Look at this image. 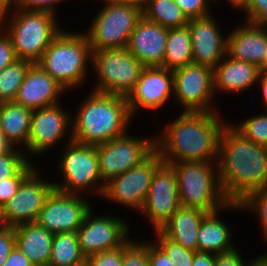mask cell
Wrapping results in <instances>:
<instances>
[{"mask_svg":"<svg viewBox=\"0 0 267 266\" xmlns=\"http://www.w3.org/2000/svg\"><path fill=\"white\" fill-rule=\"evenodd\" d=\"M222 112H180L155 134V150L164 163L217 162ZM225 118V119H224Z\"/></svg>","mask_w":267,"mask_h":266,"instance_id":"1","label":"cell"},{"mask_svg":"<svg viewBox=\"0 0 267 266\" xmlns=\"http://www.w3.org/2000/svg\"><path fill=\"white\" fill-rule=\"evenodd\" d=\"M217 167L225 198L241 203L267 186V147L246 139L228 121L219 138Z\"/></svg>","mask_w":267,"mask_h":266,"instance_id":"2","label":"cell"},{"mask_svg":"<svg viewBox=\"0 0 267 266\" xmlns=\"http://www.w3.org/2000/svg\"><path fill=\"white\" fill-rule=\"evenodd\" d=\"M80 102L71 114L72 141L96 146L130 131L134 119L126 97L90 90Z\"/></svg>","mask_w":267,"mask_h":266,"instance_id":"3","label":"cell"},{"mask_svg":"<svg viewBox=\"0 0 267 266\" xmlns=\"http://www.w3.org/2000/svg\"><path fill=\"white\" fill-rule=\"evenodd\" d=\"M62 31L53 39L37 64L67 92L83 89L91 64L89 39L83 31ZM88 70V71H87Z\"/></svg>","mask_w":267,"mask_h":266,"instance_id":"4","label":"cell"},{"mask_svg":"<svg viewBox=\"0 0 267 266\" xmlns=\"http://www.w3.org/2000/svg\"><path fill=\"white\" fill-rule=\"evenodd\" d=\"M58 19L49 12L9 6L2 9L1 28L10 37L17 59L37 63L63 29Z\"/></svg>","mask_w":267,"mask_h":266,"instance_id":"5","label":"cell"},{"mask_svg":"<svg viewBox=\"0 0 267 266\" xmlns=\"http://www.w3.org/2000/svg\"><path fill=\"white\" fill-rule=\"evenodd\" d=\"M168 164L176 172L181 206L214 213L230 203L221 189L217 162L190 161Z\"/></svg>","mask_w":267,"mask_h":266,"instance_id":"6","label":"cell"},{"mask_svg":"<svg viewBox=\"0 0 267 266\" xmlns=\"http://www.w3.org/2000/svg\"><path fill=\"white\" fill-rule=\"evenodd\" d=\"M61 149L56 169L61 178L54 180L55 189L67 193L99 196L102 195L104 183L98 166L96 146L71 141ZM94 193V194H93Z\"/></svg>","mask_w":267,"mask_h":266,"instance_id":"7","label":"cell"},{"mask_svg":"<svg viewBox=\"0 0 267 266\" xmlns=\"http://www.w3.org/2000/svg\"><path fill=\"white\" fill-rule=\"evenodd\" d=\"M92 90L127 97L145 67L126 48L91 50ZM97 80V81H96Z\"/></svg>","mask_w":267,"mask_h":266,"instance_id":"8","label":"cell"},{"mask_svg":"<svg viewBox=\"0 0 267 266\" xmlns=\"http://www.w3.org/2000/svg\"><path fill=\"white\" fill-rule=\"evenodd\" d=\"M100 1L104 6L93 17L89 29L84 30L91 50L126 48L132 31L143 17V11L112 0Z\"/></svg>","mask_w":267,"mask_h":266,"instance_id":"9","label":"cell"},{"mask_svg":"<svg viewBox=\"0 0 267 266\" xmlns=\"http://www.w3.org/2000/svg\"><path fill=\"white\" fill-rule=\"evenodd\" d=\"M172 73L173 101L181 112H222L216 103L213 68L191 63Z\"/></svg>","mask_w":267,"mask_h":266,"instance_id":"10","label":"cell"},{"mask_svg":"<svg viewBox=\"0 0 267 266\" xmlns=\"http://www.w3.org/2000/svg\"><path fill=\"white\" fill-rule=\"evenodd\" d=\"M39 166L22 181L17 192L0 209V225L15 227L36 222L46 200L55 190L52 179L41 175L43 172Z\"/></svg>","mask_w":267,"mask_h":266,"instance_id":"11","label":"cell"},{"mask_svg":"<svg viewBox=\"0 0 267 266\" xmlns=\"http://www.w3.org/2000/svg\"><path fill=\"white\" fill-rule=\"evenodd\" d=\"M62 105L58 103L33 110L28 143L24 149L30 161L31 157L34 159V155L36 158L38 155H46L48 150L51 151V148L61 142L65 145L72 141L73 112L64 109Z\"/></svg>","mask_w":267,"mask_h":266,"instance_id":"12","label":"cell"},{"mask_svg":"<svg viewBox=\"0 0 267 266\" xmlns=\"http://www.w3.org/2000/svg\"><path fill=\"white\" fill-rule=\"evenodd\" d=\"M162 163L159 153L154 150L140 164L104 183L101 197L139 213L145 203L152 177Z\"/></svg>","mask_w":267,"mask_h":266,"instance_id":"13","label":"cell"},{"mask_svg":"<svg viewBox=\"0 0 267 266\" xmlns=\"http://www.w3.org/2000/svg\"><path fill=\"white\" fill-rule=\"evenodd\" d=\"M99 173L103 183L125 173L145 160L155 150V135L132 136L126 133L96 145Z\"/></svg>","mask_w":267,"mask_h":266,"instance_id":"14","label":"cell"},{"mask_svg":"<svg viewBox=\"0 0 267 266\" xmlns=\"http://www.w3.org/2000/svg\"><path fill=\"white\" fill-rule=\"evenodd\" d=\"M93 211L91 208L77 230L80 249L86 259L99 252L116 249L130 238L131 226L126 218L112 214L98 215Z\"/></svg>","mask_w":267,"mask_h":266,"instance_id":"15","label":"cell"},{"mask_svg":"<svg viewBox=\"0 0 267 266\" xmlns=\"http://www.w3.org/2000/svg\"><path fill=\"white\" fill-rule=\"evenodd\" d=\"M180 207L176 172L163 162L152 177L140 216L148 220L153 231L161 230Z\"/></svg>","mask_w":267,"mask_h":266,"instance_id":"16","label":"cell"},{"mask_svg":"<svg viewBox=\"0 0 267 266\" xmlns=\"http://www.w3.org/2000/svg\"><path fill=\"white\" fill-rule=\"evenodd\" d=\"M92 207L89 198L83 195L55 189L46 200L36 223L53 234L77 232Z\"/></svg>","mask_w":267,"mask_h":266,"instance_id":"17","label":"cell"},{"mask_svg":"<svg viewBox=\"0 0 267 266\" xmlns=\"http://www.w3.org/2000/svg\"><path fill=\"white\" fill-rule=\"evenodd\" d=\"M173 73L161 66L144 67L133 90L126 97L131 117L143 110L154 112L173 100Z\"/></svg>","mask_w":267,"mask_h":266,"instance_id":"18","label":"cell"},{"mask_svg":"<svg viewBox=\"0 0 267 266\" xmlns=\"http://www.w3.org/2000/svg\"><path fill=\"white\" fill-rule=\"evenodd\" d=\"M212 14L189 19L193 63L215 68L226 56L227 36Z\"/></svg>","mask_w":267,"mask_h":266,"instance_id":"19","label":"cell"},{"mask_svg":"<svg viewBox=\"0 0 267 266\" xmlns=\"http://www.w3.org/2000/svg\"><path fill=\"white\" fill-rule=\"evenodd\" d=\"M168 33L169 28L143 16L132 31L126 49L145 67H163Z\"/></svg>","mask_w":267,"mask_h":266,"instance_id":"20","label":"cell"},{"mask_svg":"<svg viewBox=\"0 0 267 266\" xmlns=\"http://www.w3.org/2000/svg\"><path fill=\"white\" fill-rule=\"evenodd\" d=\"M65 88L46 73L37 63H33L26 72L15 103L31 110L60 103Z\"/></svg>","mask_w":267,"mask_h":266,"instance_id":"21","label":"cell"},{"mask_svg":"<svg viewBox=\"0 0 267 266\" xmlns=\"http://www.w3.org/2000/svg\"><path fill=\"white\" fill-rule=\"evenodd\" d=\"M227 35L226 54L236 60L249 62L258 68L267 49V25H256L244 21Z\"/></svg>","mask_w":267,"mask_h":266,"instance_id":"22","label":"cell"},{"mask_svg":"<svg viewBox=\"0 0 267 266\" xmlns=\"http://www.w3.org/2000/svg\"><path fill=\"white\" fill-rule=\"evenodd\" d=\"M243 212L240 203H229L222 210L208 213L202 220L197 234V251L221 254L236 248L233 241L234 231L228 222L221 219L222 212ZM221 212V214H220ZM220 217V218H219Z\"/></svg>","mask_w":267,"mask_h":266,"instance_id":"23","label":"cell"},{"mask_svg":"<svg viewBox=\"0 0 267 266\" xmlns=\"http://www.w3.org/2000/svg\"><path fill=\"white\" fill-rule=\"evenodd\" d=\"M259 74L260 70L256 65L233 59L226 54L213 69L215 95L248 92L258 86Z\"/></svg>","mask_w":267,"mask_h":266,"instance_id":"24","label":"cell"},{"mask_svg":"<svg viewBox=\"0 0 267 266\" xmlns=\"http://www.w3.org/2000/svg\"><path fill=\"white\" fill-rule=\"evenodd\" d=\"M13 228L18 249L34 266H48L54 234L36 222L20 224Z\"/></svg>","mask_w":267,"mask_h":266,"instance_id":"25","label":"cell"},{"mask_svg":"<svg viewBox=\"0 0 267 266\" xmlns=\"http://www.w3.org/2000/svg\"><path fill=\"white\" fill-rule=\"evenodd\" d=\"M207 214L201 209L181 206L160 231L172 241L197 252L198 230Z\"/></svg>","mask_w":267,"mask_h":266,"instance_id":"26","label":"cell"},{"mask_svg":"<svg viewBox=\"0 0 267 266\" xmlns=\"http://www.w3.org/2000/svg\"><path fill=\"white\" fill-rule=\"evenodd\" d=\"M32 112L15 102L0 103V132L13 147L26 148Z\"/></svg>","mask_w":267,"mask_h":266,"instance_id":"27","label":"cell"},{"mask_svg":"<svg viewBox=\"0 0 267 266\" xmlns=\"http://www.w3.org/2000/svg\"><path fill=\"white\" fill-rule=\"evenodd\" d=\"M193 63V50L188 25L169 28L163 67L175 70Z\"/></svg>","mask_w":267,"mask_h":266,"instance_id":"28","label":"cell"},{"mask_svg":"<svg viewBox=\"0 0 267 266\" xmlns=\"http://www.w3.org/2000/svg\"><path fill=\"white\" fill-rule=\"evenodd\" d=\"M86 257L80 249L77 232L54 234L48 266H82Z\"/></svg>","mask_w":267,"mask_h":266,"instance_id":"29","label":"cell"},{"mask_svg":"<svg viewBox=\"0 0 267 266\" xmlns=\"http://www.w3.org/2000/svg\"><path fill=\"white\" fill-rule=\"evenodd\" d=\"M143 16L166 28L183 27L189 22L174 0H151L143 10Z\"/></svg>","mask_w":267,"mask_h":266,"instance_id":"30","label":"cell"},{"mask_svg":"<svg viewBox=\"0 0 267 266\" xmlns=\"http://www.w3.org/2000/svg\"><path fill=\"white\" fill-rule=\"evenodd\" d=\"M32 64L30 61L18 59L0 71V103L14 102Z\"/></svg>","mask_w":267,"mask_h":266,"instance_id":"31","label":"cell"},{"mask_svg":"<svg viewBox=\"0 0 267 266\" xmlns=\"http://www.w3.org/2000/svg\"><path fill=\"white\" fill-rule=\"evenodd\" d=\"M258 113L245 118V120L242 118L239 122L236 121L237 124L230 123L246 139L267 147V112Z\"/></svg>","mask_w":267,"mask_h":266,"instance_id":"32","label":"cell"},{"mask_svg":"<svg viewBox=\"0 0 267 266\" xmlns=\"http://www.w3.org/2000/svg\"><path fill=\"white\" fill-rule=\"evenodd\" d=\"M243 212L257 217L263 239L267 242V186L249 194L241 203ZM252 213V214H251Z\"/></svg>","mask_w":267,"mask_h":266,"instance_id":"33","label":"cell"},{"mask_svg":"<svg viewBox=\"0 0 267 266\" xmlns=\"http://www.w3.org/2000/svg\"><path fill=\"white\" fill-rule=\"evenodd\" d=\"M138 239L131 237L123 244L122 266H149L148 240Z\"/></svg>","mask_w":267,"mask_h":266,"instance_id":"34","label":"cell"},{"mask_svg":"<svg viewBox=\"0 0 267 266\" xmlns=\"http://www.w3.org/2000/svg\"><path fill=\"white\" fill-rule=\"evenodd\" d=\"M29 161L25 151L19 148L0 153V181L15 176Z\"/></svg>","mask_w":267,"mask_h":266,"instance_id":"35","label":"cell"},{"mask_svg":"<svg viewBox=\"0 0 267 266\" xmlns=\"http://www.w3.org/2000/svg\"><path fill=\"white\" fill-rule=\"evenodd\" d=\"M36 163L29 161L15 176L0 181V209L17 192L22 181L37 167Z\"/></svg>","mask_w":267,"mask_h":266,"instance_id":"36","label":"cell"},{"mask_svg":"<svg viewBox=\"0 0 267 266\" xmlns=\"http://www.w3.org/2000/svg\"><path fill=\"white\" fill-rule=\"evenodd\" d=\"M153 234L155 235L153 240L164 250L174 265H176L181 259H193L195 253L194 251L183 247L175 241H172L160 230L154 231Z\"/></svg>","mask_w":267,"mask_h":266,"instance_id":"37","label":"cell"},{"mask_svg":"<svg viewBox=\"0 0 267 266\" xmlns=\"http://www.w3.org/2000/svg\"><path fill=\"white\" fill-rule=\"evenodd\" d=\"M188 19L205 17L213 14L209 0H174Z\"/></svg>","mask_w":267,"mask_h":266,"instance_id":"38","label":"cell"},{"mask_svg":"<svg viewBox=\"0 0 267 266\" xmlns=\"http://www.w3.org/2000/svg\"><path fill=\"white\" fill-rule=\"evenodd\" d=\"M123 245L112 250L90 255L86 259L89 266H122Z\"/></svg>","mask_w":267,"mask_h":266,"instance_id":"39","label":"cell"},{"mask_svg":"<svg viewBox=\"0 0 267 266\" xmlns=\"http://www.w3.org/2000/svg\"><path fill=\"white\" fill-rule=\"evenodd\" d=\"M65 1L67 0H15L12 7L29 11L49 12L54 14L55 16H58L56 5L59 6L60 3L62 4Z\"/></svg>","mask_w":267,"mask_h":266,"instance_id":"40","label":"cell"},{"mask_svg":"<svg viewBox=\"0 0 267 266\" xmlns=\"http://www.w3.org/2000/svg\"><path fill=\"white\" fill-rule=\"evenodd\" d=\"M244 15L247 23L267 25V0H252Z\"/></svg>","mask_w":267,"mask_h":266,"instance_id":"41","label":"cell"},{"mask_svg":"<svg viewBox=\"0 0 267 266\" xmlns=\"http://www.w3.org/2000/svg\"><path fill=\"white\" fill-rule=\"evenodd\" d=\"M236 247L234 250L216 254L215 255V265L214 266H252V257L247 259L242 256L243 254H240V249H237Z\"/></svg>","mask_w":267,"mask_h":266,"instance_id":"42","label":"cell"},{"mask_svg":"<svg viewBox=\"0 0 267 266\" xmlns=\"http://www.w3.org/2000/svg\"><path fill=\"white\" fill-rule=\"evenodd\" d=\"M17 59L10 37L0 27V71Z\"/></svg>","mask_w":267,"mask_h":266,"instance_id":"43","label":"cell"},{"mask_svg":"<svg viewBox=\"0 0 267 266\" xmlns=\"http://www.w3.org/2000/svg\"><path fill=\"white\" fill-rule=\"evenodd\" d=\"M14 246V228L0 225V266L4 264Z\"/></svg>","mask_w":267,"mask_h":266,"instance_id":"44","label":"cell"},{"mask_svg":"<svg viewBox=\"0 0 267 266\" xmlns=\"http://www.w3.org/2000/svg\"><path fill=\"white\" fill-rule=\"evenodd\" d=\"M149 266H175L164 250L153 240L148 241Z\"/></svg>","mask_w":267,"mask_h":266,"instance_id":"45","label":"cell"},{"mask_svg":"<svg viewBox=\"0 0 267 266\" xmlns=\"http://www.w3.org/2000/svg\"><path fill=\"white\" fill-rule=\"evenodd\" d=\"M2 266H34L15 245Z\"/></svg>","mask_w":267,"mask_h":266,"instance_id":"46","label":"cell"},{"mask_svg":"<svg viewBox=\"0 0 267 266\" xmlns=\"http://www.w3.org/2000/svg\"><path fill=\"white\" fill-rule=\"evenodd\" d=\"M215 254L205 252H195L192 266H214Z\"/></svg>","mask_w":267,"mask_h":266,"instance_id":"47","label":"cell"},{"mask_svg":"<svg viewBox=\"0 0 267 266\" xmlns=\"http://www.w3.org/2000/svg\"><path fill=\"white\" fill-rule=\"evenodd\" d=\"M259 86L257 88H260L259 94H261V103L262 107L267 106V72H260L259 77H258V82Z\"/></svg>","mask_w":267,"mask_h":266,"instance_id":"48","label":"cell"},{"mask_svg":"<svg viewBox=\"0 0 267 266\" xmlns=\"http://www.w3.org/2000/svg\"><path fill=\"white\" fill-rule=\"evenodd\" d=\"M252 0H225L231 8H234L235 11H242L243 13L249 8Z\"/></svg>","mask_w":267,"mask_h":266,"instance_id":"49","label":"cell"},{"mask_svg":"<svg viewBox=\"0 0 267 266\" xmlns=\"http://www.w3.org/2000/svg\"><path fill=\"white\" fill-rule=\"evenodd\" d=\"M112 1L120 4L135 6L143 11L151 0H112Z\"/></svg>","mask_w":267,"mask_h":266,"instance_id":"50","label":"cell"},{"mask_svg":"<svg viewBox=\"0 0 267 266\" xmlns=\"http://www.w3.org/2000/svg\"><path fill=\"white\" fill-rule=\"evenodd\" d=\"M263 252L253 257L252 266H267V251Z\"/></svg>","mask_w":267,"mask_h":266,"instance_id":"51","label":"cell"},{"mask_svg":"<svg viewBox=\"0 0 267 266\" xmlns=\"http://www.w3.org/2000/svg\"><path fill=\"white\" fill-rule=\"evenodd\" d=\"M13 148L12 144H10L0 132V153L10 152Z\"/></svg>","mask_w":267,"mask_h":266,"instance_id":"52","label":"cell"},{"mask_svg":"<svg viewBox=\"0 0 267 266\" xmlns=\"http://www.w3.org/2000/svg\"><path fill=\"white\" fill-rule=\"evenodd\" d=\"M193 259H181L175 266H192Z\"/></svg>","mask_w":267,"mask_h":266,"instance_id":"53","label":"cell"},{"mask_svg":"<svg viewBox=\"0 0 267 266\" xmlns=\"http://www.w3.org/2000/svg\"><path fill=\"white\" fill-rule=\"evenodd\" d=\"M15 0H0V9L12 6Z\"/></svg>","mask_w":267,"mask_h":266,"instance_id":"54","label":"cell"},{"mask_svg":"<svg viewBox=\"0 0 267 266\" xmlns=\"http://www.w3.org/2000/svg\"><path fill=\"white\" fill-rule=\"evenodd\" d=\"M260 72H267V49L263 58V62L259 67Z\"/></svg>","mask_w":267,"mask_h":266,"instance_id":"55","label":"cell"},{"mask_svg":"<svg viewBox=\"0 0 267 266\" xmlns=\"http://www.w3.org/2000/svg\"><path fill=\"white\" fill-rule=\"evenodd\" d=\"M219 1H222V0H209V2L213 5V3L215 4L216 2H218L219 4Z\"/></svg>","mask_w":267,"mask_h":266,"instance_id":"56","label":"cell"},{"mask_svg":"<svg viewBox=\"0 0 267 266\" xmlns=\"http://www.w3.org/2000/svg\"><path fill=\"white\" fill-rule=\"evenodd\" d=\"M1 13H2V9H0V27H1Z\"/></svg>","mask_w":267,"mask_h":266,"instance_id":"57","label":"cell"}]
</instances>
